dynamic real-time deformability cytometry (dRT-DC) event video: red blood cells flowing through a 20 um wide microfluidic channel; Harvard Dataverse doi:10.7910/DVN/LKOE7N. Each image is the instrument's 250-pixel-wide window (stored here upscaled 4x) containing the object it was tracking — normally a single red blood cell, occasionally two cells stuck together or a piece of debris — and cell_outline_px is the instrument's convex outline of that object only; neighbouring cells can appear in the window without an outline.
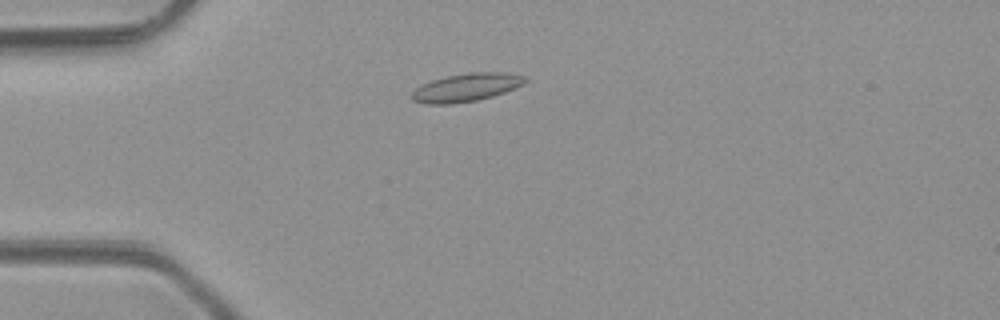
{"species": "common noctule bat (a hibernating species)", "species_latin": "Nyctalus noctula", "temperature_condition": "room temperature", "stored_images_in_passage": 3, "camera_frame_rate_fps": 3000, "um_per_image_px": 0.085, "animal": {"sex": "male", "body_mass_g": 23.1, "forearm_length_mm": 52.7}, "frame": {"image": 1, "passage_image": 2, "time_ms": 1.333, "image_size_px": [1000, 320], "cell_outline_px": [[528, 80], [524, 84], [504, 92], [492, 96], [476, 100], [452, 104], [424, 104], [412, 100], [408, 96], [420, 84], [432, 80], [448, 76], [468, 72], [504, 72], [524, 76]], "centroid_in_image_um": [39.59, 7.43], "position_along_channel_um": 45.4, "area_um2": 18.67}}